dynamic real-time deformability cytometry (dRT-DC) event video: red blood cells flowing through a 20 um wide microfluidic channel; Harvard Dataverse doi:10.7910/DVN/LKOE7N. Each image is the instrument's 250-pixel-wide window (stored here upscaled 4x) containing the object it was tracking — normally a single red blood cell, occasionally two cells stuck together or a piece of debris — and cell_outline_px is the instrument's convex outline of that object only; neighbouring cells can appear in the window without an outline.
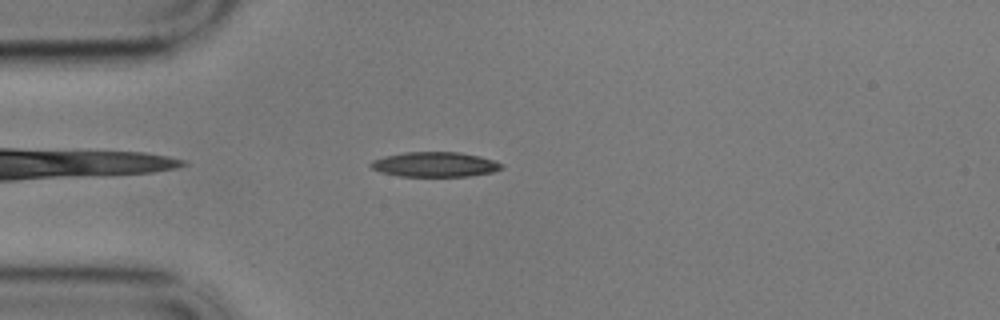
{"species": "common noctule bat (a hibernating species)", "species_latin": "Nyctalus noctula", "temperature_condition": "cold", "stored_images_in_passage": 47, "camera_frame_rate_fps": 3000, "um_per_image_px": 0.085, "animal": {"sex": "male", "body_mass_g": 17.9}, "frame": {"image": 1, "passage_image": 4, "time_ms": 1.0, "image_size_px": [1000, 320], "cell_outline_px": [[504, 168], [492, 172], [468, 176], [400, 176], [380, 172], [372, 168], [368, 164], [372, 160], [384, 156], [404, 152], [460, 152], [480, 156], [504, 164]], "centroid_in_image_um": [36.96, 13.97], "position_along_channel_um": 48.0, "area_um2": 19.02}}
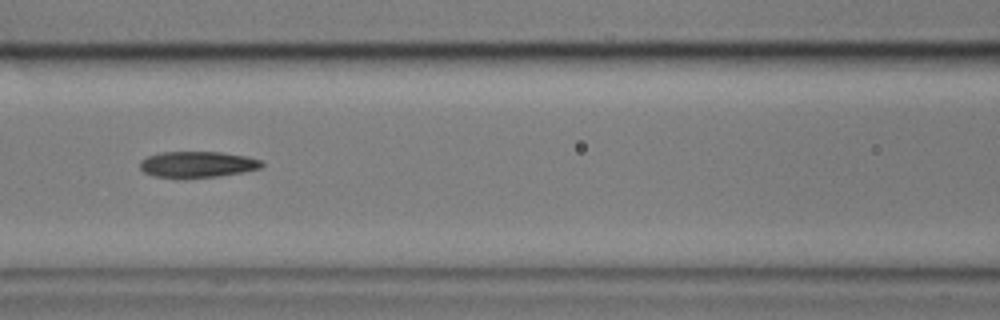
{"frame": {"image": 2, "passage_image": 14, "time_ms": 4.333, "image_size_px": [1000, 320], "cell_outline_px": [[264, 164], [260, 168], [244, 172], [220, 176], [184, 180], [176, 180], [152, 176], [144, 172], [140, 168], [140, 160], [148, 156], [160, 152], [220, 152], [248, 156], [264, 160]], "centroid_in_image_um": [16.77, 14.01], "position_along_channel_um": 149.8, "area_um2": 19.36}}
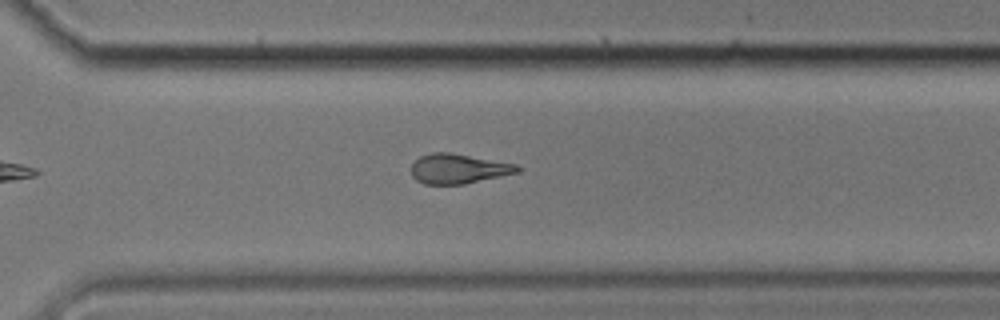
{"frame": {"image": 3, "passage_image": 30, "time_ms": 9.667, "image_size_px": [1000, 320], "cell_outline_px": [[520, 172], [464, 184], [424, 184], [416, 180], [412, 176], [412, 164], [420, 156], [432, 152], [448, 152], [516, 164], [520, 168]], "centroid_in_image_um": [38.95, 14.34], "position_along_channel_um": 331.7, "area_um2": 18.26}, "authors_computed_cell_mechanics": {"area_um2": 19.0162, "velocity_mm_per_s": 3.4154, "shape_relaxation_time_tau1_ms": 6.1976, "shape_relaxation_time_tau2_ms": 4.4561, "deformation_change_tau1": 0.1752, "deformation_change_tau2": 0.138}}